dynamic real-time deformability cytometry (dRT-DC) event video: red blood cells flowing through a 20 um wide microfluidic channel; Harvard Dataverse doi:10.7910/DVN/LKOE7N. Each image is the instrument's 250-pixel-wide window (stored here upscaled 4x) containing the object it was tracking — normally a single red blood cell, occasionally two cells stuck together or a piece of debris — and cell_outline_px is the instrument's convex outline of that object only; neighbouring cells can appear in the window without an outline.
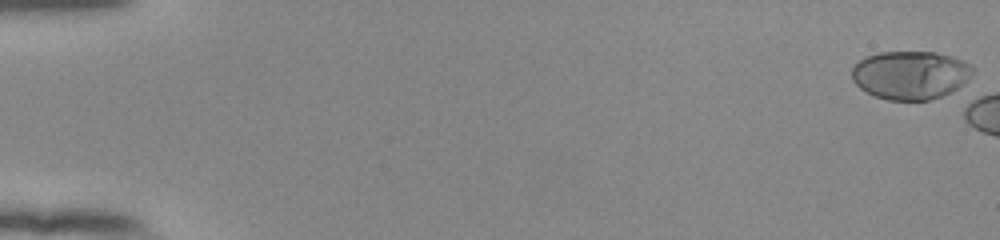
{"species": "human", "species_latin": "Homo sapiens", "temperature_condition": "room temperature", "stored_images_in_passage": 7, "camera_frame_rate_fps": 3000, "um_per_image_px": 0.085, "donor": {"sex": "female"}, "frame": {"image": 1, "passage_image": 1, "time_ms": 0.0, "image_size_px": [1000, 240], "cell_outline_px": [[972, 76], [956, 88], [940, 96], [928, 100], [888, 100], [876, 96], [860, 88], [852, 80], [852, 68], [860, 60], [868, 56], [880, 52], [932, 52], [952, 56], [964, 60], [972, 64]], "centroid_in_image_um": [77.39, 6.37], "position_along_channel_um": 7.6, "area_um2": 33.81}}